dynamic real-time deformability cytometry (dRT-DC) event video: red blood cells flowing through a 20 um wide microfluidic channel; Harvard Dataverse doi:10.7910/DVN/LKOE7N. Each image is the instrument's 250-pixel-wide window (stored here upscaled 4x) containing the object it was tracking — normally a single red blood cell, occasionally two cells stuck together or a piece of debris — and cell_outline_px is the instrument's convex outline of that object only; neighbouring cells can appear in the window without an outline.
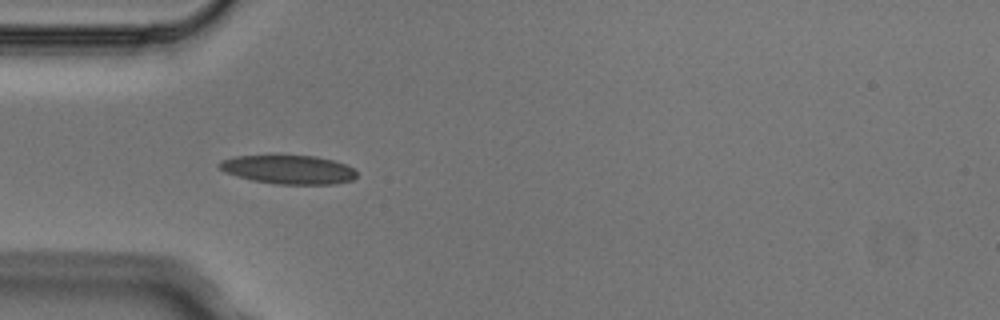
{"species": "Egyptian fruit bat (a non-hibernating species)", "species_latin": "Rousettus aegyptiacus", "temperature_condition": "cold", "stored_images_in_passage": 5, "camera_frame_rate_fps": 3000, "um_per_image_px": 0.085, "animal": {"sex": "male"}, "frame": {"image": 1, "passage_image": 5, "time_ms": 1.333, "image_size_px": [1000, 320], "cell_outline_px": [[356, 176], [352, 180], [336, 184], [276, 184], [252, 180], [224, 172], [216, 164], [220, 160], [232, 156], [316, 156], [332, 160], [344, 164], [352, 168], [356, 172]], "centroid_in_image_um": [24.49, 14.41], "position_along_channel_um": 60.5, "area_um2": 22.95}}